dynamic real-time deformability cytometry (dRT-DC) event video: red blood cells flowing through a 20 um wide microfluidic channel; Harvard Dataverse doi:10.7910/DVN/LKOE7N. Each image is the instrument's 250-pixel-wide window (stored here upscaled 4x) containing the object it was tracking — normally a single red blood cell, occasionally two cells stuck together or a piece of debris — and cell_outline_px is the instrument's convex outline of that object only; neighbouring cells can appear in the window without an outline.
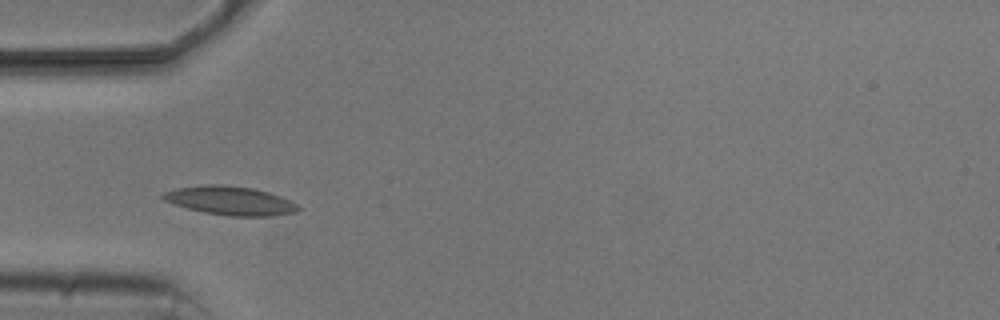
{"species": "common noctule bat (a hibernating species)", "species_latin": "Nyctalus noctula", "temperature_condition": "cold", "stored_images_in_passage": 7, "camera_frame_rate_fps": 3000, "um_per_image_px": 0.085, "animal": {"sex": "male", "body_mass_g": 20.5, "forearm_length_mm": 52.5}, "frame": {"image": 1, "passage_image": 3, "time_ms": 2.333, "image_size_px": [1000, 320], "cell_outline_px": [[304, 208], [296, 212], [272, 216], [228, 216], [204, 212], [188, 208], [164, 200], [160, 196], [164, 192], [176, 188], [208, 184], [220, 184], [252, 188], [268, 192], [280, 196]], "centroid_in_image_um": [19.59, 17.06], "position_along_channel_um": 65.4, "area_um2": 22.54}}
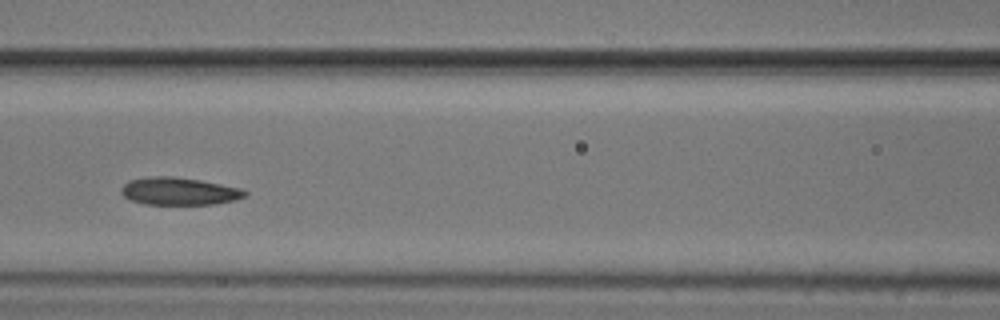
{"frame": {"image": 2, "passage_image": 5, "time_ms": 4.667, "image_size_px": [1000, 320], "cell_outline_px": [[248, 192], [244, 196], [236, 200], [216, 204], [144, 204], [132, 200], [124, 196], [120, 192], [120, 188], [128, 180], [156, 176], [176, 176], [200, 180], [240, 188]], "centroid_in_image_um": [15.21, 16.25], "position_along_channel_um": 151.4, "area_um2": 19.83}}
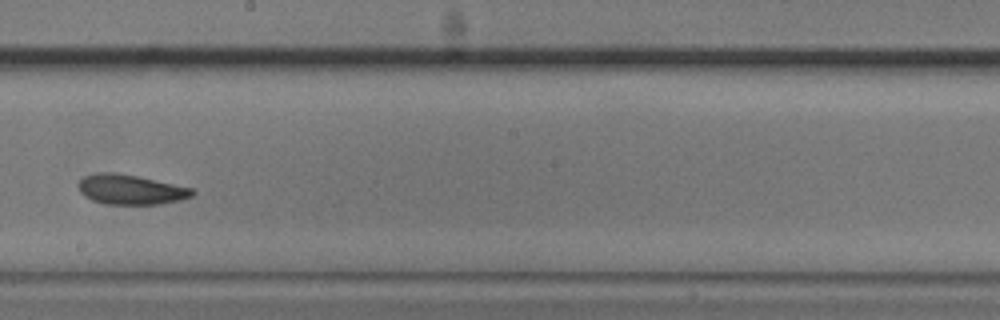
{"frame": {"image": 3, "passage_image": 7, "time_ms": 7.0, "image_size_px": [1000, 320], "cell_outline_px": [[196, 192], [192, 196], [180, 200], [160, 204], [104, 204], [92, 200], [84, 196], [80, 192], [76, 184], [84, 176], [96, 172], [116, 172], [136, 176], [192, 188]], "centroid_in_image_um": [11.06, 16.11], "position_along_channel_um": 237.1, "area_um2": 19.88}}